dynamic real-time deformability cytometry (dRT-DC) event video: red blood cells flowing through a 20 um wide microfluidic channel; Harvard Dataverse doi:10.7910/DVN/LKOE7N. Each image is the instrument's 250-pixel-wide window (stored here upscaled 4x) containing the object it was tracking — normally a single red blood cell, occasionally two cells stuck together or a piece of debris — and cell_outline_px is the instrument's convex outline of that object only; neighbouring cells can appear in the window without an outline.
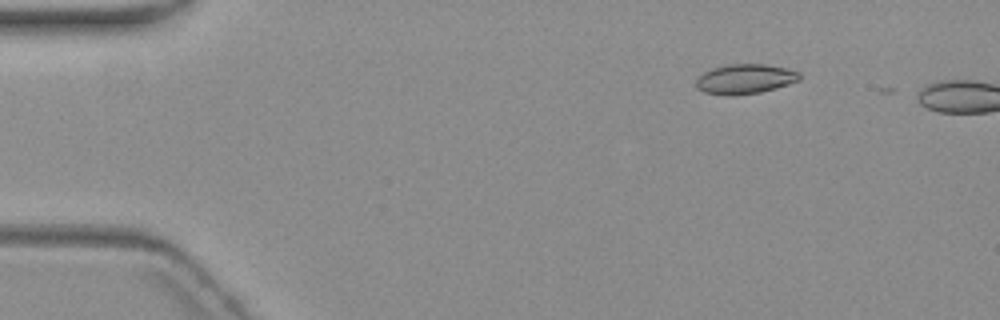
{"species": "common noctule bat (a hibernating species)", "species_latin": "Nyctalus noctula", "temperature_condition": "warm", "stored_images_in_passage": 2, "camera_frame_rate_fps": 3000, "um_per_image_px": 0.085, "animal": {"sex": "female", "body_mass_g": 19.3, "forearm_length_mm": 54.1}, "frame": {"image": 1, "passage_image": 1, "time_ms": 0.0, "image_size_px": [1000, 320], "cell_outline_px": [[800, 80], [776, 88], [760, 92], [732, 96], [728, 96], [704, 92], [696, 88], [696, 80], [704, 72], [712, 68], [724, 64], [764, 64], [784, 68], [800, 72]], "centroid_in_image_um": [63.3, 6.72], "position_along_channel_um": 21.7, "area_um2": 17.98}}